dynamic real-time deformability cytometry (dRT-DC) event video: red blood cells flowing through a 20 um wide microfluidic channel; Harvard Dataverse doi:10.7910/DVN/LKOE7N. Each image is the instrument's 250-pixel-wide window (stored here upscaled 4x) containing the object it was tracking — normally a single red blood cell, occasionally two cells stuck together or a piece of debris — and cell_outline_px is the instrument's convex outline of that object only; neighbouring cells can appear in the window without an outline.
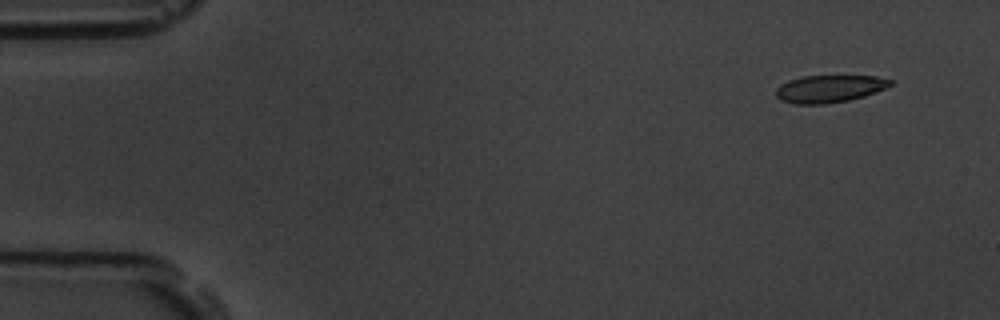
{"species": "common noctule bat (a hibernating species)", "species_latin": "Nyctalus noctula", "temperature_condition": "room temperature", "stored_images_in_passage": 6, "camera_frame_rate_fps": 3000, "um_per_image_px": 0.085, "animal": {"sex": "male", "body_mass_g": 19.5, "forearm_length_mm": 54.6}, "frame": {"image": 1, "passage_image": 2, "time_ms": 1.0, "image_size_px": [1000, 320], "cell_outline_px": [[892, 84], [876, 92], [864, 96], [848, 100], [824, 104], [796, 104], [780, 100], [776, 96], [776, 88], [780, 84], [788, 80], [800, 76], [876, 76], [892, 80]], "centroid_in_image_um": [70.46, 7.54], "position_along_channel_um": 14.5, "area_um2": 18.26}}